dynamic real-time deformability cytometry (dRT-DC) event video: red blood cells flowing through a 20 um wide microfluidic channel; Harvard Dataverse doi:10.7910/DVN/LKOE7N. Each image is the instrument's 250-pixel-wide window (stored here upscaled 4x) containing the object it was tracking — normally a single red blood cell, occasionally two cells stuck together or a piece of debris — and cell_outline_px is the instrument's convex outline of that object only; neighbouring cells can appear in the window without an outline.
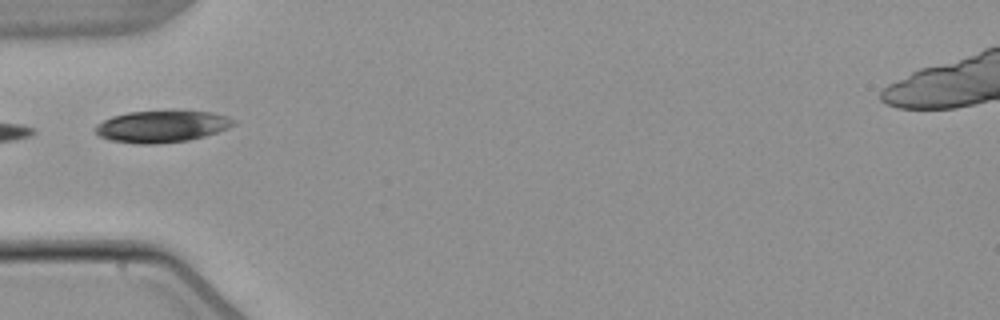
{"species": "common noctule bat (a hibernating species)", "species_latin": "Nyctalus noctula", "temperature_condition": "warm", "stored_images_in_passage": 1, "camera_frame_rate_fps": 3000, "um_per_image_px": 0.085, "animal": {"sex": "male", "body_mass_g": 21.5, "forearm_length_mm": 52.0}, "frame": {"image": 1, "passage_image": 1, "time_ms": 0.0, "image_size_px": [1000, 320], "cell_outline_px": [[236, 124], [228, 128], [204, 136], [188, 140], [152, 144], [140, 144], [108, 140], [100, 136], [96, 132], [96, 124], [112, 116], [128, 112], [212, 112], [228, 116], [236, 120]], "centroid_in_image_um": [13.75, 10.76], "position_along_channel_um": 71.2, "area_um2": 25.2}}